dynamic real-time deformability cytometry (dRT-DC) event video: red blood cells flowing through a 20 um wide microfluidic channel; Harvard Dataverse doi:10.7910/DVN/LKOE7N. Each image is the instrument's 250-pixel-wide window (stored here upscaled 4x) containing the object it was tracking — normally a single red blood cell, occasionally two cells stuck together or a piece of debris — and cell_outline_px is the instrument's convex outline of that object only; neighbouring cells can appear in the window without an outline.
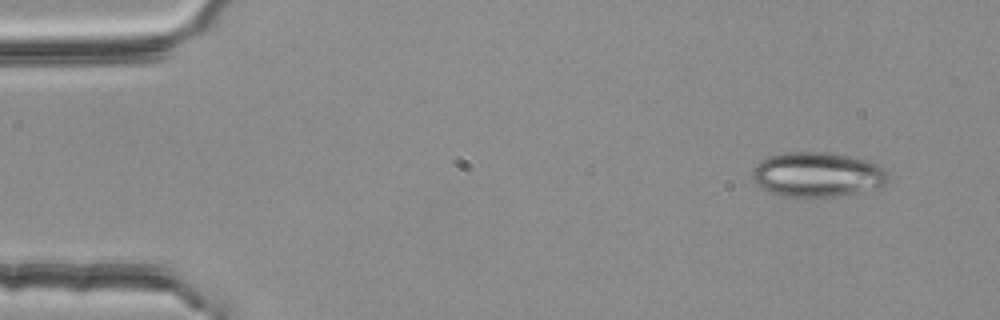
{"species": "common noctule bat (a hibernating species)", "species_latin": "Nyctalus noctula", "temperature_condition": "room temperature", "stored_images_in_passage": 16, "camera_frame_rate_fps": 3000, "um_per_image_px": 0.085, "animal": {"sex": "female", "body_mass_g": 25.1}, "frame": {"image": 1, "passage_image": 4, "time_ms": 1.0, "image_size_px": [1000, 320], "cell_outline_px": [[888, 180], [880, 188], [836, 196], [780, 196], [764, 188], [752, 180], [752, 168], [756, 164], [772, 156], [788, 152], [828, 152], [872, 160], [884, 164], [888, 176]], "centroid_in_image_um": [69.56, 14.82], "position_along_channel_um": 15.4, "area_um2": 35.55}}